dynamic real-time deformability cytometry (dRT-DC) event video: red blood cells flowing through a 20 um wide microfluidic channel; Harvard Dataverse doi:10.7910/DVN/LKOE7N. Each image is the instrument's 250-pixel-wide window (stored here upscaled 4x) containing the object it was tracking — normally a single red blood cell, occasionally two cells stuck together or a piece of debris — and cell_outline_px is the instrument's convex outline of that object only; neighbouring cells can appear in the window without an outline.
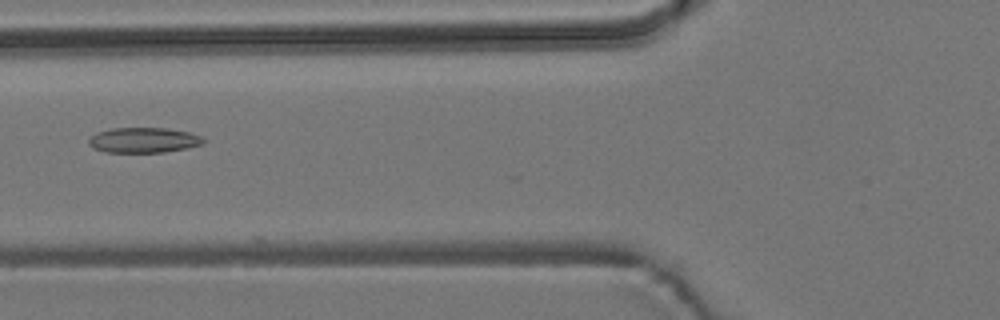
{"species": "common noctule bat (a hibernating species)", "species_latin": "Nyctalus noctula", "temperature_condition": "room temperature", "stored_images_in_passage": 6, "camera_frame_rate_fps": 3000, "um_per_image_px": 0.085, "animal": {"sex": "male", "body_mass_g": 19.2, "forearm_length_mm": 51.8}, "frame": {"image": 1, "passage_image": 6, "time_ms": 1.667, "image_size_px": [1000, 320], "cell_outline_px": [[208, 140], [204, 144], [188, 148], [164, 152], [108, 152], [92, 148], [88, 144], [88, 140], [96, 132], [112, 128], [168, 128], [188, 132], [200, 136]], "centroid_in_image_um": [12.23, 11.91], "position_along_channel_um": 113.6, "area_um2": 16.99}}